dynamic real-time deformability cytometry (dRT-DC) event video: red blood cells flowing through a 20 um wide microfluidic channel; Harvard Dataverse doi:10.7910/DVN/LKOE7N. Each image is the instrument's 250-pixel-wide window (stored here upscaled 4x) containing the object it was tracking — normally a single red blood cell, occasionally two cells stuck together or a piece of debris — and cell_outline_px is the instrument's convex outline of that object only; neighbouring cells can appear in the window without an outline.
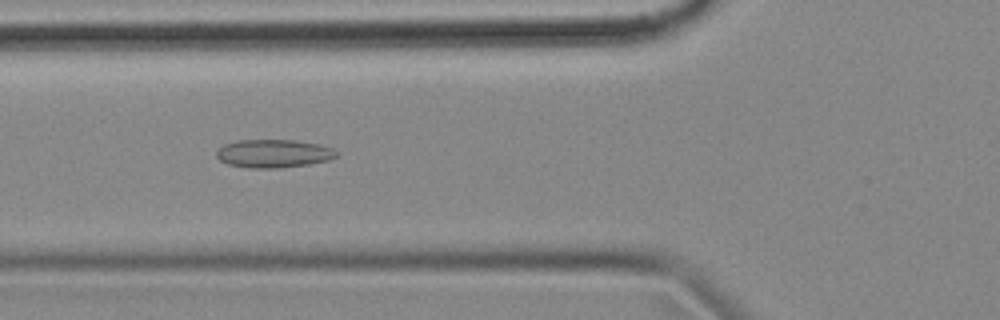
{"species": "common noctule bat (a hibernating species)", "species_latin": "Nyctalus noctula", "temperature_condition": "cold", "stored_images_in_passage": 56, "camera_frame_rate_fps": 3000, "um_per_image_px": 0.085, "animal": {"sex": "female", "body_mass_g": 18.4}, "frame": {"image": 1, "passage_image": 20, "time_ms": 6.333, "image_size_px": [1000, 320], "cell_outline_px": [[340, 156], [328, 160], [308, 164], [276, 168], [248, 168], [228, 164], [220, 160], [216, 156], [216, 148], [224, 144], [236, 140], [296, 140], [320, 144], [332, 148]], "centroid_in_image_um": [23.23, 13.04], "position_along_channel_um": 102.6, "area_um2": 19.88}}
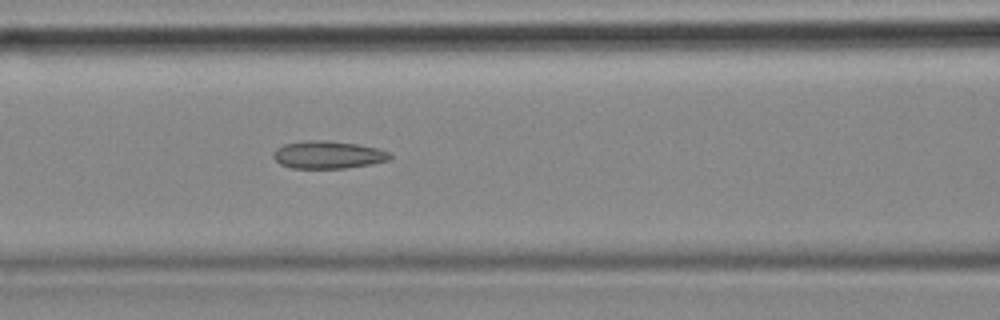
{"frame": {"image": 2, "passage_image": 23, "time_ms": 7.333, "image_size_px": [1000, 320], "cell_outline_px": [[392, 156], [388, 160], [372, 164], [344, 168], [292, 168], [280, 164], [272, 156], [276, 148], [284, 144], [308, 140], [328, 140], [356, 144], [376, 148], [388, 152]], "centroid_in_image_um": [27.86, 13.15], "position_along_channel_um": 138.7, "area_um2": 18.67}}
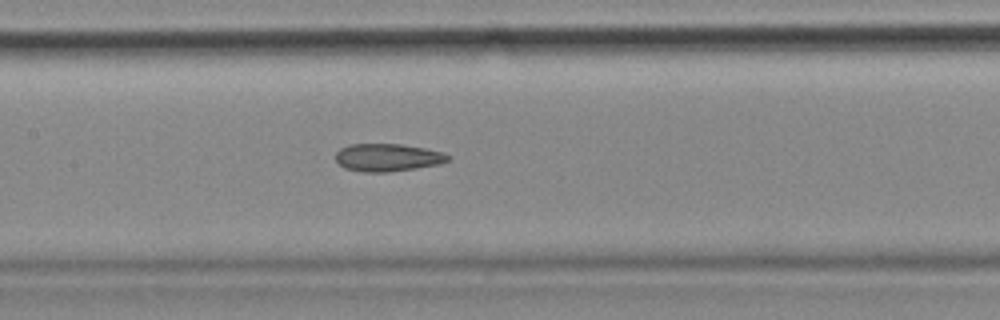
{"frame": {"image": 3, "passage_image": 26, "time_ms": 8.333, "image_size_px": [1000, 320], "cell_outline_px": [[452, 156], [448, 160], [440, 164], [416, 168], [388, 172], [364, 172], [344, 168], [336, 160], [336, 152], [340, 148], [348, 144], [400, 144], [424, 148], [444, 152]], "centroid_in_image_um": [32.95, 13.38], "position_along_channel_um": 174.4, "area_um2": 18.21}, "authors_computed_cell_mechanics": {"area_um2": 19.3341, "velocity_mm_per_s": 3.5805, "shape_relaxation_time_tau1_ms": null, "shape_relaxation_time_tau2_ms": 4.9498, "deformation_change_tau1": null, "deformation_change_tau2": 0.1347}}